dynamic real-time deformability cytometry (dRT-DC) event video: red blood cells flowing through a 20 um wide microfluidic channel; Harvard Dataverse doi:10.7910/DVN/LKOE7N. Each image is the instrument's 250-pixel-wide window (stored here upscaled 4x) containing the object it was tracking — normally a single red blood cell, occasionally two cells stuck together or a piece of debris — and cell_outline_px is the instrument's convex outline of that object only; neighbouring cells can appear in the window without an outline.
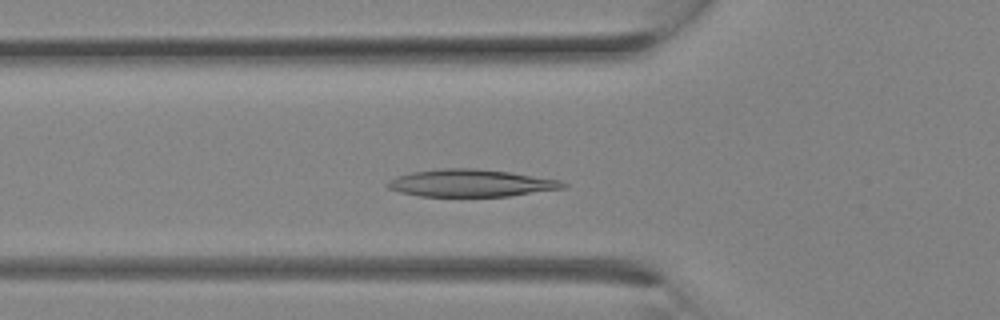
{"species": "Egyptian fruit bat (a non-hibernating species)", "species_latin": "Rousettus aegyptiacus", "temperature_condition": "room temperature", "stored_images_in_passage": 11, "camera_frame_rate_fps": 3000, "um_per_image_px": 0.085, "animal": {"sex": "female"}, "frame": {"image": 1, "passage_image": 7, "time_ms": 2.0, "image_size_px": [1000, 320], "cell_outline_px": [[568, 184], [564, 188], [508, 196], [420, 196], [400, 192], [388, 188], [384, 184], [388, 180], [396, 176], [412, 172], [440, 168], [476, 168], [508, 172], [560, 180]], "centroid_in_image_um": [39.97, 15.56], "position_along_channel_um": 85.8, "area_um2": 27.86}}
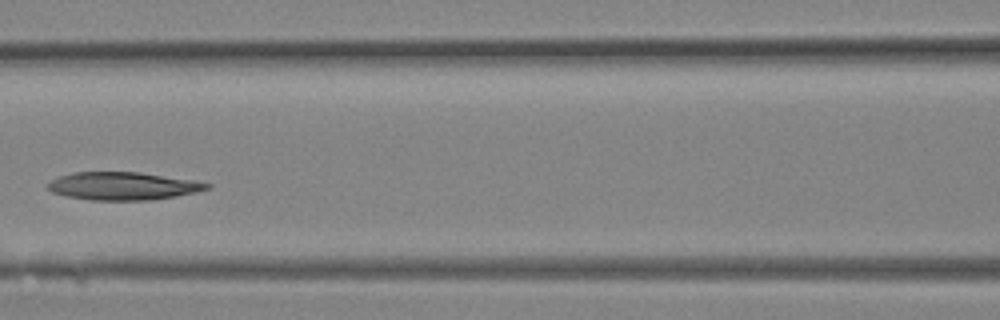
{"frame": {"image": 2, "passage_image": 10, "time_ms": 3.0, "image_size_px": [1000, 320], "cell_outline_px": [[212, 188], [196, 192], [176, 196], [148, 200], [92, 200], [68, 196], [52, 192], [48, 188], [48, 184], [56, 176], [76, 172], [140, 172], [196, 180], [212, 184]], "centroid_in_image_um": [10.5, 15.8], "position_along_channel_um": 156.1, "area_um2": 25.89}}